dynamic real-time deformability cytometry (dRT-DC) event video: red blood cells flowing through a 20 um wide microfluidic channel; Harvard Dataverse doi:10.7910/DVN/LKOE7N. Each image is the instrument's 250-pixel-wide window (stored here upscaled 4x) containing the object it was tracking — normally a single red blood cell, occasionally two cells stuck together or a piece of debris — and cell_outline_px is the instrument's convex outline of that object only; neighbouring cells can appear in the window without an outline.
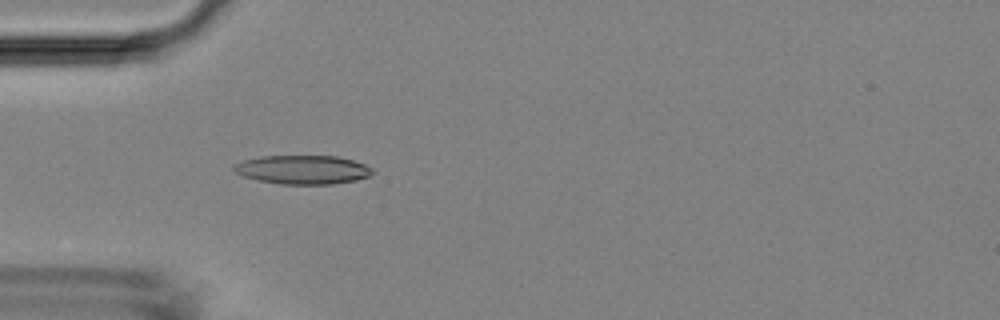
{"species": "Egyptian fruit bat (a non-hibernating species)", "species_latin": "Rousettus aegyptiacus", "temperature_condition": "room temperature", "stored_images_in_passage": 4, "camera_frame_rate_fps": 3000, "um_per_image_px": 0.085, "animal": {"sex": "female"}, "frame": {"image": 1, "passage_image": 4, "time_ms": 4.333, "image_size_px": [1000, 320], "cell_outline_px": [[376, 172], [368, 176], [356, 180], [332, 184], [280, 184], [256, 180], [244, 176], [236, 172], [232, 168], [232, 164], [244, 160], [260, 156], [336, 156], [352, 160], [364, 164], [372, 168]], "centroid_in_image_um": [25.72, 14.42], "position_along_channel_um": 59.3, "area_um2": 23.35}}